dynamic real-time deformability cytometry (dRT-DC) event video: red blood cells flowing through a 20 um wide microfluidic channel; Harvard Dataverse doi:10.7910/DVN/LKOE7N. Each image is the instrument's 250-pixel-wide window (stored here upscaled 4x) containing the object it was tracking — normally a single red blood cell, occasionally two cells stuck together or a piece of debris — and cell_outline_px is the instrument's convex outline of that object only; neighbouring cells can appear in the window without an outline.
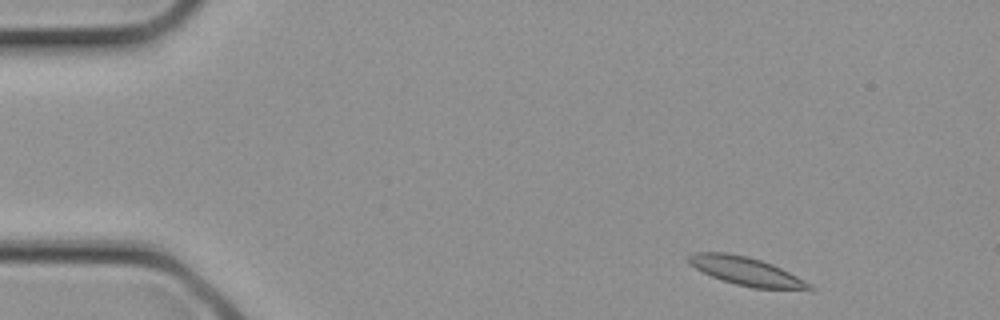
{"species": "common noctule bat (a hibernating species)", "species_latin": "Nyctalus noctula", "temperature_condition": "cold", "stored_images_in_passage": 2, "camera_frame_rate_fps": 3000, "um_per_image_px": 0.085, "animal": {"sex": "female", "body_mass_g": 21.9}, "frame": {"image": 1, "passage_image": 1, "time_ms": 0.0, "image_size_px": [1000, 320], "cell_outline_px": [[816, 288], [752, 288], [720, 280], [688, 264], [688, 256], [692, 252], [724, 252], [748, 256], [772, 264], [812, 284]], "centroid_in_image_um": [63.34, 23.03], "position_along_channel_um": 21.7, "area_um2": 19.54}}